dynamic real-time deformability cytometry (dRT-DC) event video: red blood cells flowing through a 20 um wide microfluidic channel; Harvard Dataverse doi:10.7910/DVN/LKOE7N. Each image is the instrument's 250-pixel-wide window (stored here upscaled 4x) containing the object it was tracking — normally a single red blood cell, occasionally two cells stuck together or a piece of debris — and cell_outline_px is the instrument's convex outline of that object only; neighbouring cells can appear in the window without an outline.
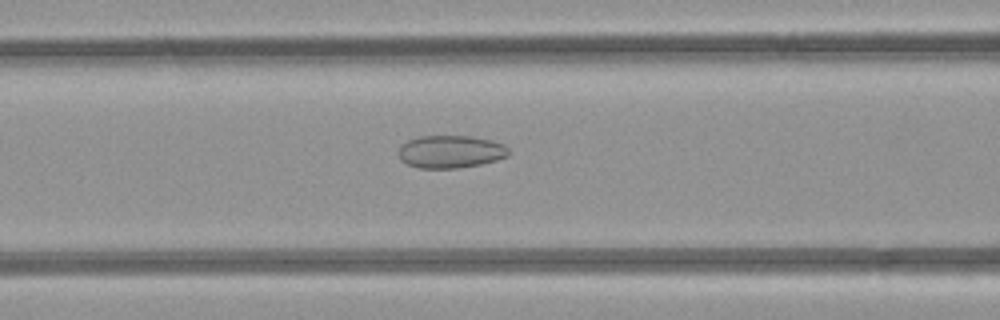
{"species": "common noctule bat (a hibernating species)", "species_latin": "Nyctalus noctula", "temperature_condition": "room temperature", "stored_images_in_passage": 38, "camera_frame_rate_fps": 3000, "um_per_image_px": 0.085, "animal": {"sex": "female", "body_mass_g": 21.9}, "frame": {"image": 1, "passage_image": 9, "time_ms": 2.667, "image_size_px": [1000, 320], "cell_outline_px": [[508, 156], [496, 160], [480, 164], [460, 168], [420, 168], [408, 164], [400, 160], [396, 152], [408, 140], [420, 136], [472, 136], [492, 140], [504, 144], [508, 148]], "centroid_in_image_um": [38.29, 12.89], "position_along_channel_um": 128.3, "area_um2": 21.04}}
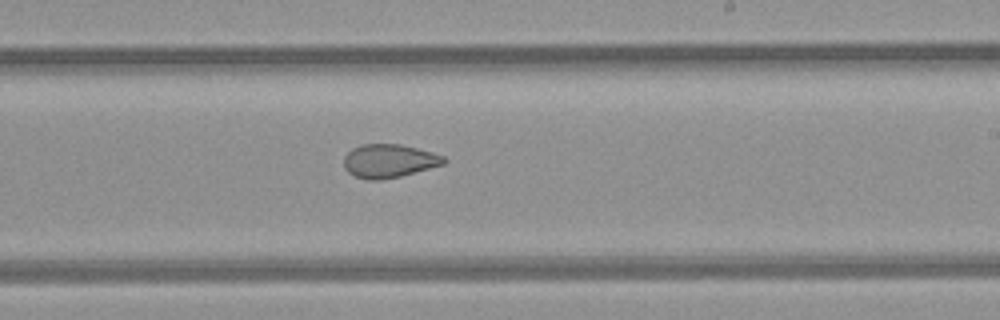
{"frame": {"image": 2, "passage_image": 18, "time_ms": 5.667, "image_size_px": [1000, 320], "cell_outline_px": [[448, 160], [444, 164], [400, 176], [380, 180], [368, 180], [356, 176], [348, 172], [344, 168], [344, 156], [352, 148], [360, 144], [400, 144], [432, 152], [444, 156]], "centroid_in_image_um": [33.05, 13.67], "position_along_channel_um": 255.9, "area_um2": 19.48}}
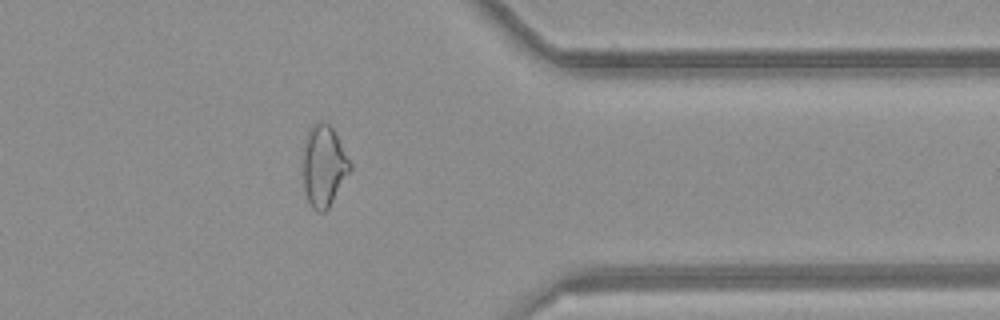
{"frame": {"image": 3, "passage_image": 28, "time_ms": 9.0, "image_size_px": [1000, 320], "cell_outline_px": [[352, 168], [328, 208], [324, 212], [316, 212], [312, 208], [308, 200], [304, 188], [300, 164], [300, 156], [304, 140], [312, 124], [320, 120], [324, 120], [336, 132], [352, 164]], "centroid_in_image_um": [27.47, 14.06], "position_along_channel_um": 383.9, "area_um2": 23.12}, "authors_computed_cell_mechanics": {"area_um2": 21.9062, "velocity_mm_per_s": 4.2539, "shape_relaxation_time_tau1_ms": null, "shape_relaxation_time_tau2_ms": 1.842, "deformation_change_tau1": null, "deformation_change_tau2": 0.0745}}